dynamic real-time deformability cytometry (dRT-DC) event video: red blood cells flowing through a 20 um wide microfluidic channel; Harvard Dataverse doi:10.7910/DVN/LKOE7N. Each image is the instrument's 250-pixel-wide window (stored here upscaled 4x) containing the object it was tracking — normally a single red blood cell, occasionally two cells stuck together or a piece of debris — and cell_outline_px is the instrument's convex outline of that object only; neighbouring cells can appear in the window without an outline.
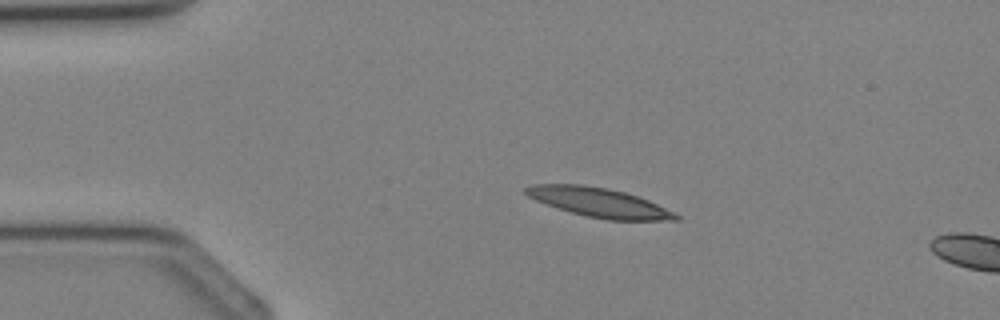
{"species": "Egyptian fruit bat (a non-hibernating species)", "species_latin": "Rousettus aegyptiacus", "temperature_condition": "cold", "stored_images_in_passage": 3, "camera_frame_rate_fps": 3000, "um_per_image_px": 0.085, "animal": {"sex": "female"}, "frame": {"image": 1, "passage_image": 2, "time_ms": 1.0, "image_size_px": [1000, 320], "cell_outline_px": [[680, 220], [608, 220], [588, 216], [572, 212], [536, 200], [528, 196], [524, 192], [524, 188], [532, 184], [580, 184], [608, 188], [624, 192], [648, 200], [676, 212], [680, 216]], "centroid_in_image_um": [50.96, 17.2], "position_along_channel_um": 34.0, "area_um2": 25.32}}